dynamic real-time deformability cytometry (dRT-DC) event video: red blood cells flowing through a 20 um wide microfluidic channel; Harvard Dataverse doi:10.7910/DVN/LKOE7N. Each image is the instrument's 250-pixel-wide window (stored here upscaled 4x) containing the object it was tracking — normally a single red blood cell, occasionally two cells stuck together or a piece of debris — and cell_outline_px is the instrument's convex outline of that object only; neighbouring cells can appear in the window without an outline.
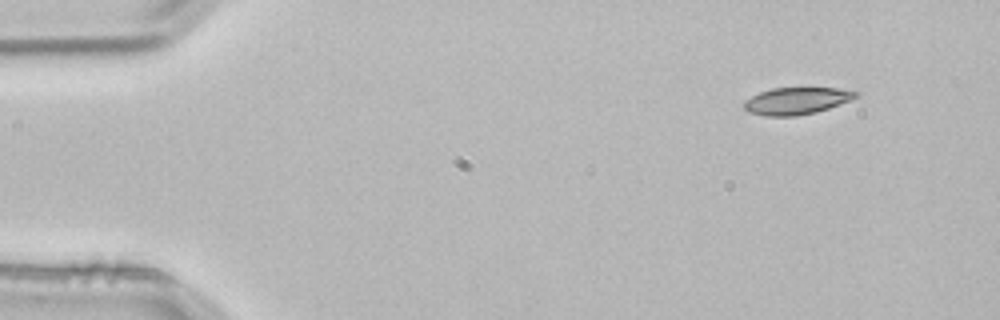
{"species": "common noctule bat (a hibernating species)", "species_latin": "Nyctalus noctula", "temperature_condition": "room temperature", "stored_images_in_passage": 3, "camera_frame_rate_fps": 3000, "um_per_image_px": 0.085, "animal": {"sex": "male", "body_mass_g": 21.5, "forearm_length_mm": 52.0}, "frame": {"image": 1, "passage_image": 1, "time_ms": 0.0, "image_size_px": [1000, 320], "cell_outline_px": [[860, 96], [828, 108], [816, 112], [796, 116], [764, 116], [748, 112], [744, 108], [744, 100], [760, 92], [772, 88], [836, 88], [860, 92]], "centroid_in_image_um": [67.69, 8.57], "position_along_channel_um": 17.3, "area_um2": 17.57}}
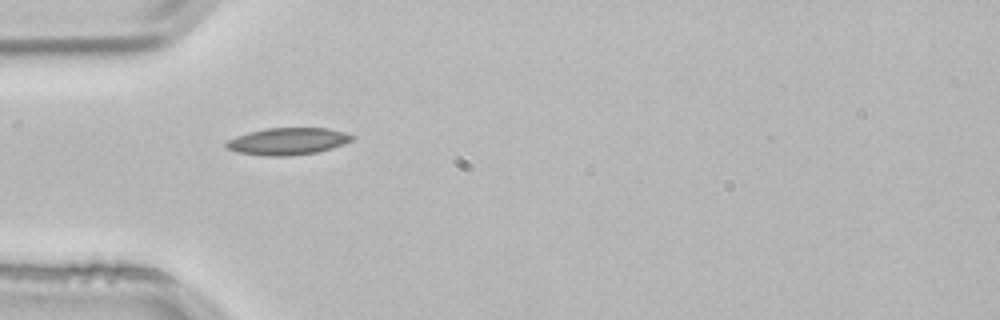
{"frame": {"image": 2, "passage_image": 3, "time_ms": 0.667, "image_size_px": [1000, 320], "cell_outline_px": [[356, 136], [352, 140], [332, 148], [316, 152], [288, 156], [268, 156], [236, 152], [228, 148], [224, 144], [228, 140], [236, 136], [248, 132], [268, 128], [328, 128], [344, 132]], "centroid_in_image_um": [24.46, 12.01], "position_along_channel_um": 60.5, "area_um2": 19.71}}